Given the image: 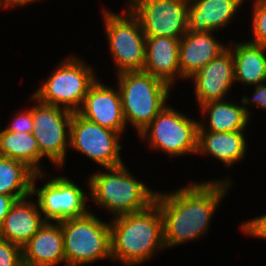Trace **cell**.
<instances>
[{"label":"cell","instance_id":"6da1fadb","mask_svg":"<svg viewBox=\"0 0 266 266\" xmlns=\"http://www.w3.org/2000/svg\"><path fill=\"white\" fill-rule=\"evenodd\" d=\"M230 182L228 178L198 183L193 181L173 193L156 192L154 202L163 220L165 247L169 249L205 236Z\"/></svg>","mask_w":266,"mask_h":266},{"label":"cell","instance_id":"7a4b0ae2","mask_svg":"<svg viewBox=\"0 0 266 266\" xmlns=\"http://www.w3.org/2000/svg\"><path fill=\"white\" fill-rule=\"evenodd\" d=\"M111 220L112 260L125 266H136L154 257L158 250L166 249L163 220L155 202L143 211Z\"/></svg>","mask_w":266,"mask_h":266},{"label":"cell","instance_id":"3957f363","mask_svg":"<svg viewBox=\"0 0 266 266\" xmlns=\"http://www.w3.org/2000/svg\"><path fill=\"white\" fill-rule=\"evenodd\" d=\"M103 169L108 172H96L88 178V195L101 209L117 217L143 211L154 203L156 191L136 180L125 164Z\"/></svg>","mask_w":266,"mask_h":266},{"label":"cell","instance_id":"277c9868","mask_svg":"<svg viewBox=\"0 0 266 266\" xmlns=\"http://www.w3.org/2000/svg\"><path fill=\"white\" fill-rule=\"evenodd\" d=\"M117 78L124 119L139 135L167 105L172 86L145 71H126Z\"/></svg>","mask_w":266,"mask_h":266},{"label":"cell","instance_id":"5b68a950","mask_svg":"<svg viewBox=\"0 0 266 266\" xmlns=\"http://www.w3.org/2000/svg\"><path fill=\"white\" fill-rule=\"evenodd\" d=\"M66 266L91 264L100 259L112 260L110 222L89 211L86 215L59 221Z\"/></svg>","mask_w":266,"mask_h":266},{"label":"cell","instance_id":"8992f818","mask_svg":"<svg viewBox=\"0 0 266 266\" xmlns=\"http://www.w3.org/2000/svg\"><path fill=\"white\" fill-rule=\"evenodd\" d=\"M56 67L32 95L42 103L77 112L98 77L89 64L75 55L64 59Z\"/></svg>","mask_w":266,"mask_h":266},{"label":"cell","instance_id":"52a82bcc","mask_svg":"<svg viewBox=\"0 0 266 266\" xmlns=\"http://www.w3.org/2000/svg\"><path fill=\"white\" fill-rule=\"evenodd\" d=\"M102 15L110 53L117 67L116 73L143 71L146 37L138 18L128 7L124 14L104 9Z\"/></svg>","mask_w":266,"mask_h":266},{"label":"cell","instance_id":"ba28073f","mask_svg":"<svg viewBox=\"0 0 266 266\" xmlns=\"http://www.w3.org/2000/svg\"><path fill=\"white\" fill-rule=\"evenodd\" d=\"M186 116L167 104L139 137L148 139L152 149L173 157L197 154L199 121Z\"/></svg>","mask_w":266,"mask_h":266},{"label":"cell","instance_id":"9c48e42d","mask_svg":"<svg viewBox=\"0 0 266 266\" xmlns=\"http://www.w3.org/2000/svg\"><path fill=\"white\" fill-rule=\"evenodd\" d=\"M31 100L38 104L32 107V134L40 148V161L46 156L56 167H63L66 149L70 147V125L73 112L42 103L33 95H31Z\"/></svg>","mask_w":266,"mask_h":266},{"label":"cell","instance_id":"30bf717a","mask_svg":"<svg viewBox=\"0 0 266 266\" xmlns=\"http://www.w3.org/2000/svg\"><path fill=\"white\" fill-rule=\"evenodd\" d=\"M45 176L44 172L35 174L31 196L37 197V205L46 222L81 217L89 212L86 207L89 196L66 175L50 178L51 180L49 179L41 188H36L37 179Z\"/></svg>","mask_w":266,"mask_h":266},{"label":"cell","instance_id":"8fae6325","mask_svg":"<svg viewBox=\"0 0 266 266\" xmlns=\"http://www.w3.org/2000/svg\"><path fill=\"white\" fill-rule=\"evenodd\" d=\"M145 37L181 39L187 32L189 0H127Z\"/></svg>","mask_w":266,"mask_h":266},{"label":"cell","instance_id":"7c38bea8","mask_svg":"<svg viewBox=\"0 0 266 266\" xmlns=\"http://www.w3.org/2000/svg\"><path fill=\"white\" fill-rule=\"evenodd\" d=\"M120 134L91 122L73 112L70 125V149L84 154L98 165L111 168L123 165Z\"/></svg>","mask_w":266,"mask_h":266},{"label":"cell","instance_id":"4fadbf2b","mask_svg":"<svg viewBox=\"0 0 266 266\" xmlns=\"http://www.w3.org/2000/svg\"><path fill=\"white\" fill-rule=\"evenodd\" d=\"M77 113L91 122L118 132L120 135L127 126L118 87L115 90L111 86L104 85L98 79L88 90Z\"/></svg>","mask_w":266,"mask_h":266},{"label":"cell","instance_id":"5bb4252c","mask_svg":"<svg viewBox=\"0 0 266 266\" xmlns=\"http://www.w3.org/2000/svg\"><path fill=\"white\" fill-rule=\"evenodd\" d=\"M194 83L198 105L224 100L235 82L234 59L228 47L189 78Z\"/></svg>","mask_w":266,"mask_h":266},{"label":"cell","instance_id":"9a60e30c","mask_svg":"<svg viewBox=\"0 0 266 266\" xmlns=\"http://www.w3.org/2000/svg\"><path fill=\"white\" fill-rule=\"evenodd\" d=\"M213 32L187 31L180 39L178 58L181 79L191 78L228 47L218 41Z\"/></svg>","mask_w":266,"mask_h":266},{"label":"cell","instance_id":"2e32d148","mask_svg":"<svg viewBox=\"0 0 266 266\" xmlns=\"http://www.w3.org/2000/svg\"><path fill=\"white\" fill-rule=\"evenodd\" d=\"M23 266H66L63 234L59 222H45L22 246Z\"/></svg>","mask_w":266,"mask_h":266},{"label":"cell","instance_id":"e0dca14e","mask_svg":"<svg viewBox=\"0 0 266 266\" xmlns=\"http://www.w3.org/2000/svg\"><path fill=\"white\" fill-rule=\"evenodd\" d=\"M32 196L16 200L10 211L4 218L0 228V237L19 246L25 245L34 234L46 222L41 211L35 203L31 201ZM30 199V200H29Z\"/></svg>","mask_w":266,"mask_h":266},{"label":"cell","instance_id":"ac0fdd59","mask_svg":"<svg viewBox=\"0 0 266 266\" xmlns=\"http://www.w3.org/2000/svg\"><path fill=\"white\" fill-rule=\"evenodd\" d=\"M244 0H189L187 31L210 32L228 26Z\"/></svg>","mask_w":266,"mask_h":266},{"label":"cell","instance_id":"d6986e66","mask_svg":"<svg viewBox=\"0 0 266 266\" xmlns=\"http://www.w3.org/2000/svg\"><path fill=\"white\" fill-rule=\"evenodd\" d=\"M179 44L180 39L177 38L166 36L146 37L143 71L172 86L179 77L181 78L178 58Z\"/></svg>","mask_w":266,"mask_h":266},{"label":"cell","instance_id":"ffe728a7","mask_svg":"<svg viewBox=\"0 0 266 266\" xmlns=\"http://www.w3.org/2000/svg\"><path fill=\"white\" fill-rule=\"evenodd\" d=\"M244 130L232 132L198 131L197 154L211 155L225 167L244 159L247 141Z\"/></svg>","mask_w":266,"mask_h":266},{"label":"cell","instance_id":"44dd1931","mask_svg":"<svg viewBox=\"0 0 266 266\" xmlns=\"http://www.w3.org/2000/svg\"><path fill=\"white\" fill-rule=\"evenodd\" d=\"M235 82L256 86L266 82V46L247 42H231Z\"/></svg>","mask_w":266,"mask_h":266},{"label":"cell","instance_id":"7402d4cb","mask_svg":"<svg viewBox=\"0 0 266 266\" xmlns=\"http://www.w3.org/2000/svg\"><path fill=\"white\" fill-rule=\"evenodd\" d=\"M202 115H209L208 129L199 122L198 131L232 132L245 130L248 126L249 115L244 106L226 100L211 101L199 106Z\"/></svg>","mask_w":266,"mask_h":266},{"label":"cell","instance_id":"603a6c76","mask_svg":"<svg viewBox=\"0 0 266 266\" xmlns=\"http://www.w3.org/2000/svg\"><path fill=\"white\" fill-rule=\"evenodd\" d=\"M0 156L25 163L36 174L44 172L40 165V148L32 133L0 131Z\"/></svg>","mask_w":266,"mask_h":266},{"label":"cell","instance_id":"cb8c5ba5","mask_svg":"<svg viewBox=\"0 0 266 266\" xmlns=\"http://www.w3.org/2000/svg\"><path fill=\"white\" fill-rule=\"evenodd\" d=\"M35 174L25 163L0 156V194L16 200L31 196Z\"/></svg>","mask_w":266,"mask_h":266},{"label":"cell","instance_id":"d4e9b609","mask_svg":"<svg viewBox=\"0 0 266 266\" xmlns=\"http://www.w3.org/2000/svg\"><path fill=\"white\" fill-rule=\"evenodd\" d=\"M252 13L253 40L250 43L266 46V0H255Z\"/></svg>","mask_w":266,"mask_h":266},{"label":"cell","instance_id":"484cf974","mask_svg":"<svg viewBox=\"0 0 266 266\" xmlns=\"http://www.w3.org/2000/svg\"><path fill=\"white\" fill-rule=\"evenodd\" d=\"M0 266H23L22 247L0 237Z\"/></svg>","mask_w":266,"mask_h":266},{"label":"cell","instance_id":"4316f807","mask_svg":"<svg viewBox=\"0 0 266 266\" xmlns=\"http://www.w3.org/2000/svg\"><path fill=\"white\" fill-rule=\"evenodd\" d=\"M15 118L12 119V122L5 129L11 132H24L32 133L33 130V118H32V108L25 109L24 111H19V114L16 113Z\"/></svg>","mask_w":266,"mask_h":266},{"label":"cell","instance_id":"83f0119b","mask_svg":"<svg viewBox=\"0 0 266 266\" xmlns=\"http://www.w3.org/2000/svg\"><path fill=\"white\" fill-rule=\"evenodd\" d=\"M240 228H242V232L249 234V236L266 240V214L245 221Z\"/></svg>","mask_w":266,"mask_h":266},{"label":"cell","instance_id":"f1b7e54d","mask_svg":"<svg viewBox=\"0 0 266 266\" xmlns=\"http://www.w3.org/2000/svg\"><path fill=\"white\" fill-rule=\"evenodd\" d=\"M254 93L251 98H249L247 95H243L241 102L244 106L247 114L249 115V118L251 117L250 111L247 109L246 105L254 104L255 107L266 109V84L263 82L262 84L254 86Z\"/></svg>","mask_w":266,"mask_h":266},{"label":"cell","instance_id":"f546056e","mask_svg":"<svg viewBox=\"0 0 266 266\" xmlns=\"http://www.w3.org/2000/svg\"><path fill=\"white\" fill-rule=\"evenodd\" d=\"M16 202L13 196L0 194V228L3 224L4 218L10 211L11 206Z\"/></svg>","mask_w":266,"mask_h":266},{"label":"cell","instance_id":"4dcf8cb0","mask_svg":"<svg viewBox=\"0 0 266 266\" xmlns=\"http://www.w3.org/2000/svg\"><path fill=\"white\" fill-rule=\"evenodd\" d=\"M33 2H36V0H3V4L5 6V8H12L14 6H25V5H28V3H33Z\"/></svg>","mask_w":266,"mask_h":266},{"label":"cell","instance_id":"1f68e13d","mask_svg":"<svg viewBox=\"0 0 266 266\" xmlns=\"http://www.w3.org/2000/svg\"><path fill=\"white\" fill-rule=\"evenodd\" d=\"M0 7H1V8L4 7V9H5V6H4V4H3V0H0Z\"/></svg>","mask_w":266,"mask_h":266}]
</instances>
